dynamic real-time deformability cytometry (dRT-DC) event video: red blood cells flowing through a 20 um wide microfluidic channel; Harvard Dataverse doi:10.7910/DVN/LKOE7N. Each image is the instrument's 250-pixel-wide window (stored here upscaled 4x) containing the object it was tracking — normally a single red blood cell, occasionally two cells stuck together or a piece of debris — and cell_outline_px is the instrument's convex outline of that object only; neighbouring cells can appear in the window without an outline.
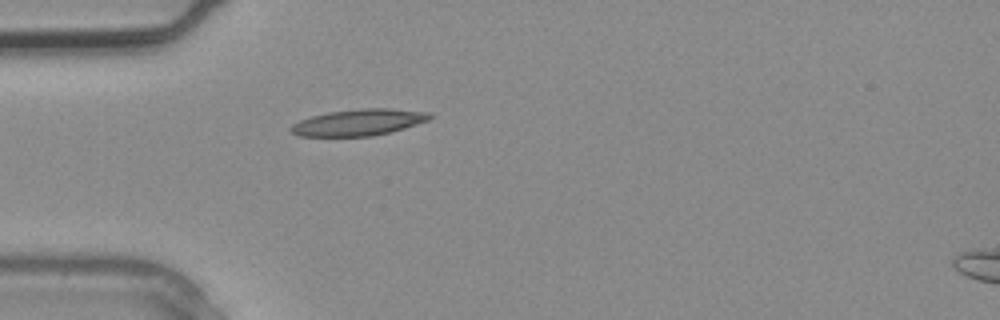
{"species": "common noctule bat (a hibernating species)", "species_latin": "Nyctalus noctula", "temperature_condition": "warm", "stored_images_in_passage": 3, "camera_frame_rate_fps": 3000, "um_per_image_px": 0.085, "animal": {"sex": "male", "body_mass_g": 20.4}, "frame": {"image": 1, "passage_image": 2, "time_ms": 0.333, "image_size_px": [1000, 320], "cell_outline_px": [[432, 116], [428, 120], [392, 132], [372, 136], [300, 136], [292, 132], [288, 128], [292, 124], [300, 120], [312, 116], [328, 112], [364, 108], [392, 108], [432, 112]], "centroid_in_image_um": [30.51, 10.39], "position_along_channel_um": 54.5, "area_um2": 21.44}}